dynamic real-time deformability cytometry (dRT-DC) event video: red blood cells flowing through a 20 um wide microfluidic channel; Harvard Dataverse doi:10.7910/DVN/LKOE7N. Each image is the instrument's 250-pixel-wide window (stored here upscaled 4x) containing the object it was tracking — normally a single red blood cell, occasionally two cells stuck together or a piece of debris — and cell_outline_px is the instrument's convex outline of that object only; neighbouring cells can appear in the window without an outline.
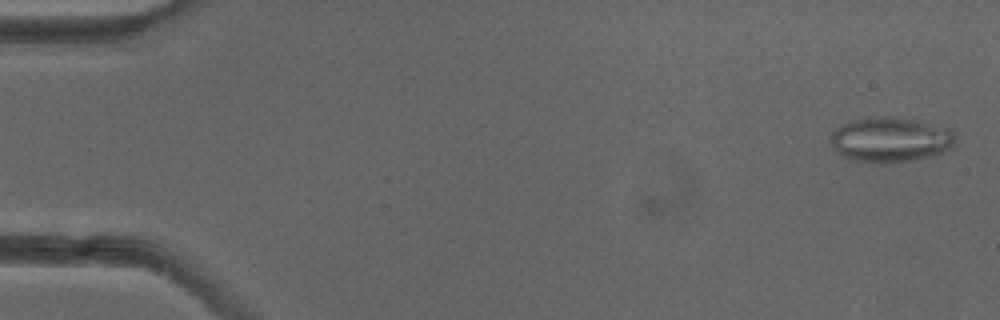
{"species": "common noctule bat (a hibernating species)", "species_latin": "Nyctalus noctula", "temperature_condition": "cold", "stored_images_in_passage": 53, "camera_frame_rate_fps": 3000, "um_per_image_px": 0.085, "animal": {"sex": "female"}, "frame": {"image": 1, "passage_image": 2, "time_ms": 0.333, "image_size_px": [1000, 320], "cell_outline_px": [[956, 132], [952, 148], [944, 152], [932, 156], [912, 160], [848, 160], [840, 156], [836, 152], [832, 144], [832, 132], [836, 128], [852, 120], [884, 116], [888, 116], [920, 120], [952, 128]], "centroid_in_image_um": [75.75, 11.83], "position_along_channel_um": 9.2, "area_um2": 32.31}}
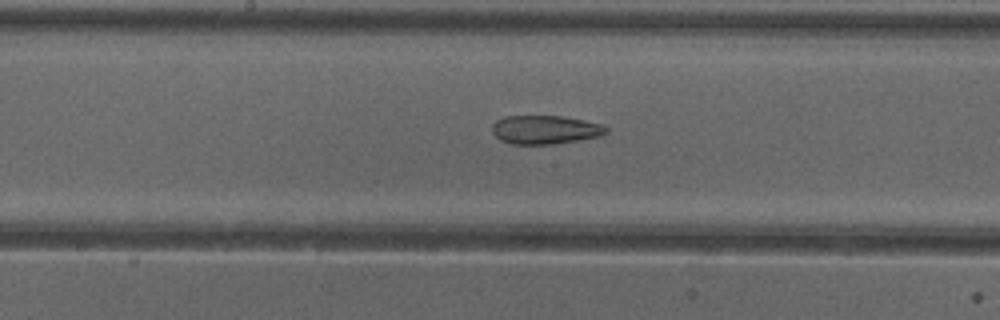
{"frame": {"image": 2, "passage_image": 27, "time_ms": 8.667, "image_size_px": [1000, 320], "cell_outline_px": [[608, 132], [600, 136], [552, 144], [512, 144], [500, 140], [492, 132], [492, 124], [496, 120], [504, 116], [560, 116], [584, 120], [604, 124], [608, 128]], "centroid_in_image_um": [46.33, 11.02], "position_along_channel_um": 201.9, "area_um2": 19.07}}
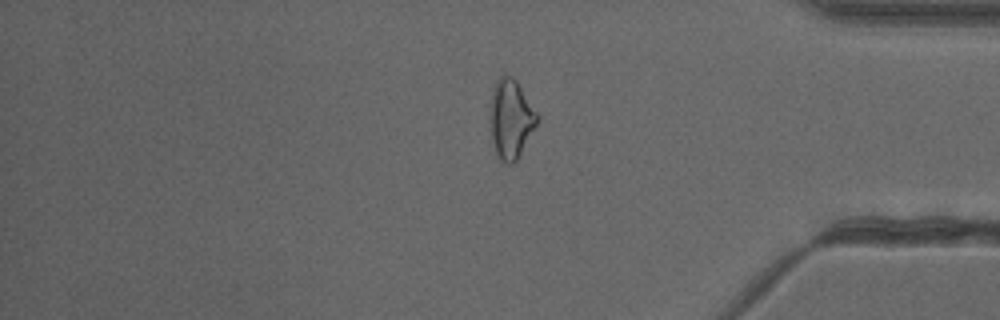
{"frame": {"image": 3, "passage_image": 43, "time_ms": 14.0, "image_size_px": [1000, 320], "cell_outline_px": [[540, 116], [536, 124], [516, 160], [512, 164], [508, 164], [500, 160], [492, 144], [492, 92], [496, 80], [500, 76], [512, 76], [516, 80]], "centroid_in_image_um": [43.44, 10.1], "position_along_channel_um": 391.8, "area_um2": 20.98}}